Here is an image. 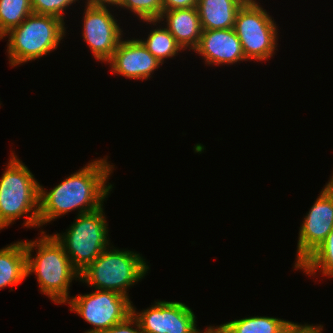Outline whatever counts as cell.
Listing matches in <instances>:
<instances>
[{
	"label": "cell",
	"instance_id": "obj_1",
	"mask_svg": "<svg viewBox=\"0 0 333 333\" xmlns=\"http://www.w3.org/2000/svg\"><path fill=\"white\" fill-rule=\"evenodd\" d=\"M112 168L106 157L100 158L71 174L49 192L40 185V226L77 208L80 215L102 207L112 190V185L106 184Z\"/></svg>",
	"mask_w": 333,
	"mask_h": 333
},
{
	"label": "cell",
	"instance_id": "obj_2",
	"mask_svg": "<svg viewBox=\"0 0 333 333\" xmlns=\"http://www.w3.org/2000/svg\"><path fill=\"white\" fill-rule=\"evenodd\" d=\"M45 233L41 231L39 240L24 241L27 277L36 274L40 291L54 303L65 304L70 299V283L79 280L80 273L72 266L63 246L53 235ZM35 247L38 251L33 258L31 252Z\"/></svg>",
	"mask_w": 333,
	"mask_h": 333
},
{
	"label": "cell",
	"instance_id": "obj_3",
	"mask_svg": "<svg viewBox=\"0 0 333 333\" xmlns=\"http://www.w3.org/2000/svg\"><path fill=\"white\" fill-rule=\"evenodd\" d=\"M11 154L0 179V230L25 214L24 226L40 228V184L28 167L14 153Z\"/></svg>",
	"mask_w": 333,
	"mask_h": 333
},
{
	"label": "cell",
	"instance_id": "obj_4",
	"mask_svg": "<svg viewBox=\"0 0 333 333\" xmlns=\"http://www.w3.org/2000/svg\"><path fill=\"white\" fill-rule=\"evenodd\" d=\"M65 22L55 16L31 13L19 26L9 30L7 52L9 64L36 60L55 50L65 36Z\"/></svg>",
	"mask_w": 333,
	"mask_h": 333
},
{
	"label": "cell",
	"instance_id": "obj_5",
	"mask_svg": "<svg viewBox=\"0 0 333 333\" xmlns=\"http://www.w3.org/2000/svg\"><path fill=\"white\" fill-rule=\"evenodd\" d=\"M149 269L145 259L130 250L106 248L80 272L79 280L98 290L117 292L127 297V288L145 277ZM144 276V277H143Z\"/></svg>",
	"mask_w": 333,
	"mask_h": 333
},
{
	"label": "cell",
	"instance_id": "obj_6",
	"mask_svg": "<svg viewBox=\"0 0 333 333\" xmlns=\"http://www.w3.org/2000/svg\"><path fill=\"white\" fill-rule=\"evenodd\" d=\"M103 207L78 214L63 234H53L63 246L72 266L80 273L95 261L110 244Z\"/></svg>",
	"mask_w": 333,
	"mask_h": 333
},
{
	"label": "cell",
	"instance_id": "obj_7",
	"mask_svg": "<svg viewBox=\"0 0 333 333\" xmlns=\"http://www.w3.org/2000/svg\"><path fill=\"white\" fill-rule=\"evenodd\" d=\"M234 30L246 60L264 61L277 50L276 24L256 0H247L238 10Z\"/></svg>",
	"mask_w": 333,
	"mask_h": 333
},
{
	"label": "cell",
	"instance_id": "obj_8",
	"mask_svg": "<svg viewBox=\"0 0 333 333\" xmlns=\"http://www.w3.org/2000/svg\"><path fill=\"white\" fill-rule=\"evenodd\" d=\"M66 303L70 305V311L94 326L85 333H100L132 314L129 297L113 291L96 289L93 293L70 298Z\"/></svg>",
	"mask_w": 333,
	"mask_h": 333
},
{
	"label": "cell",
	"instance_id": "obj_9",
	"mask_svg": "<svg viewBox=\"0 0 333 333\" xmlns=\"http://www.w3.org/2000/svg\"><path fill=\"white\" fill-rule=\"evenodd\" d=\"M83 38L94 58L108 62L122 38V30L107 5L86 3Z\"/></svg>",
	"mask_w": 333,
	"mask_h": 333
},
{
	"label": "cell",
	"instance_id": "obj_10",
	"mask_svg": "<svg viewBox=\"0 0 333 333\" xmlns=\"http://www.w3.org/2000/svg\"><path fill=\"white\" fill-rule=\"evenodd\" d=\"M132 315L143 333H202L196 328L194 312L182 302L155 301L152 307Z\"/></svg>",
	"mask_w": 333,
	"mask_h": 333
},
{
	"label": "cell",
	"instance_id": "obj_11",
	"mask_svg": "<svg viewBox=\"0 0 333 333\" xmlns=\"http://www.w3.org/2000/svg\"><path fill=\"white\" fill-rule=\"evenodd\" d=\"M332 229L333 189L327 183L299 229L295 268L321 245Z\"/></svg>",
	"mask_w": 333,
	"mask_h": 333
},
{
	"label": "cell",
	"instance_id": "obj_12",
	"mask_svg": "<svg viewBox=\"0 0 333 333\" xmlns=\"http://www.w3.org/2000/svg\"><path fill=\"white\" fill-rule=\"evenodd\" d=\"M107 63L110 64L111 73L142 81L148 80L151 73L162 65L139 39L134 38L124 41L122 38Z\"/></svg>",
	"mask_w": 333,
	"mask_h": 333
},
{
	"label": "cell",
	"instance_id": "obj_13",
	"mask_svg": "<svg viewBox=\"0 0 333 333\" xmlns=\"http://www.w3.org/2000/svg\"><path fill=\"white\" fill-rule=\"evenodd\" d=\"M194 52L201 54L205 63L209 65L247 61L234 28L202 30L199 44Z\"/></svg>",
	"mask_w": 333,
	"mask_h": 333
},
{
	"label": "cell",
	"instance_id": "obj_14",
	"mask_svg": "<svg viewBox=\"0 0 333 333\" xmlns=\"http://www.w3.org/2000/svg\"><path fill=\"white\" fill-rule=\"evenodd\" d=\"M165 18L167 23L165 27L182 49L189 48V50L194 51L202 34L197 7L163 11L159 20H144V22L156 25L158 22L164 21Z\"/></svg>",
	"mask_w": 333,
	"mask_h": 333
},
{
	"label": "cell",
	"instance_id": "obj_15",
	"mask_svg": "<svg viewBox=\"0 0 333 333\" xmlns=\"http://www.w3.org/2000/svg\"><path fill=\"white\" fill-rule=\"evenodd\" d=\"M247 0H198L202 30L234 28L238 10Z\"/></svg>",
	"mask_w": 333,
	"mask_h": 333
},
{
	"label": "cell",
	"instance_id": "obj_16",
	"mask_svg": "<svg viewBox=\"0 0 333 333\" xmlns=\"http://www.w3.org/2000/svg\"><path fill=\"white\" fill-rule=\"evenodd\" d=\"M27 277L24 241L0 249V289L15 286Z\"/></svg>",
	"mask_w": 333,
	"mask_h": 333
},
{
	"label": "cell",
	"instance_id": "obj_17",
	"mask_svg": "<svg viewBox=\"0 0 333 333\" xmlns=\"http://www.w3.org/2000/svg\"><path fill=\"white\" fill-rule=\"evenodd\" d=\"M288 321L275 317L254 316L216 326L222 333H278Z\"/></svg>",
	"mask_w": 333,
	"mask_h": 333
},
{
	"label": "cell",
	"instance_id": "obj_18",
	"mask_svg": "<svg viewBox=\"0 0 333 333\" xmlns=\"http://www.w3.org/2000/svg\"><path fill=\"white\" fill-rule=\"evenodd\" d=\"M296 269H302L307 275H315L320 270L323 276L333 277V229Z\"/></svg>",
	"mask_w": 333,
	"mask_h": 333
},
{
	"label": "cell",
	"instance_id": "obj_19",
	"mask_svg": "<svg viewBox=\"0 0 333 333\" xmlns=\"http://www.w3.org/2000/svg\"><path fill=\"white\" fill-rule=\"evenodd\" d=\"M139 40L162 64L164 59L172 58L178 54V51L183 50L168 29L163 27L151 30L147 39Z\"/></svg>",
	"mask_w": 333,
	"mask_h": 333
},
{
	"label": "cell",
	"instance_id": "obj_20",
	"mask_svg": "<svg viewBox=\"0 0 333 333\" xmlns=\"http://www.w3.org/2000/svg\"><path fill=\"white\" fill-rule=\"evenodd\" d=\"M32 12L31 0H0V40Z\"/></svg>",
	"mask_w": 333,
	"mask_h": 333
},
{
	"label": "cell",
	"instance_id": "obj_21",
	"mask_svg": "<svg viewBox=\"0 0 333 333\" xmlns=\"http://www.w3.org/2000/svg\"><path fill=\"white\" fill-rule=\"evenodd\" d=\"M116 7L129 9L141 20H159L163 13V0H119Z\"/></svg>",
	"mask_w": 333,
	"mask_h": 333
},
{
	"label": "cell",
	"instance_id": "obj_22",
	"mask_svg": "<svg viewBox=\"0 0 333 333\" xmlns=\"http://www.w3.org/2000/svg\"><path fill=\"white\" fill-rule=\"evenodd\" d=\"M78 0H31L33 13L55 16L64 21L66 7Z\"/></svg>",
	"mask_w": 333,
	"mask_h": 333
},
{
	"label": "cell",
	"instance_id": "obj_23",
	"mask_svg": "<svg viewBox=\"0 0 333 333\" xmlns=\"http://www.w3.org/2000/svg\"><path fill=\"white\" fill-rule=\"evenodd\" d=\"M134 325L136 327L135 329L133 328ZM100 333H143V332L140 328L138 321L131 314L122 322H119L116 325Z\"/></svg>",
	"mask_w": 333,
	"mask_h": 333
},
{
	"label": "cell",
	"instance_id": "obj_24",
	"mask_svg": "<svg viewBox=\"0 0 333 333\" xmlns=\"http://www.w3.org/2000/svg\"><path fill=\"white\" fill-rule=\"evenodd\" d=\"M323 330V326H313L309 324H298L288 321L278 333H320Z\"/></svg>",
	"mask_w": 333,
	"mask_h": 333
},
{
	"label": "cell",
	"instance_id": "obj_25",
	"mask_svg": "<svg viewBox=\"0 0 333 333\" xmlns=\"http://www.w3.org/2000/svg\"><path fill=\"white\" fill-rule=\"evenodd\" d=\"M198 0H163V11L197 7Z\"/></svg>",
	"mask_w": 333,
	"mask_h": 333
},
{
	"label": "cell",
	"instance_id": "obj_26",
	"mask_svg": "<svg viewBox=\"0 0 333 333\" xmlns=\"http://www.w3.org/2000/svg\"><path fill=\"white\" fill-rule=\"evenodd\" d=\"M119 0H87L86 3L95 5H115Z\"/></svg>",
	"mask_w": 333,
	"mask_h": 333
},
{
	"label": "cell",
	"instance_id": "obj_27",
	"mask_svg": "<svg viewBox=\"0 0 333 333\" xmlns=\"http://www.w3.org/2000/svg\"><path fill=\"white\" fill-rule=\"evenodd\" d=\"M203 333H222L216 326H209Z\"/></svg>",
	"mask_w": 333,
	"mask_h": 333
},
{
	"label": "cell",
	"instance_id": "obj_28",
	"mask_svg": "<svg viewBox=\"0 0 333 333\" xmlns=\"http://www.w3.org/2000/svg\"><path fill=\"white\" fill-rule=\"evenodd\" d=\"M331 180H329L328 184L330 185V187L333 189V176L332 178H330Z\"/></svg>",
	"mask_w": 333,
	"mask_h": 333
}]
</instances>
